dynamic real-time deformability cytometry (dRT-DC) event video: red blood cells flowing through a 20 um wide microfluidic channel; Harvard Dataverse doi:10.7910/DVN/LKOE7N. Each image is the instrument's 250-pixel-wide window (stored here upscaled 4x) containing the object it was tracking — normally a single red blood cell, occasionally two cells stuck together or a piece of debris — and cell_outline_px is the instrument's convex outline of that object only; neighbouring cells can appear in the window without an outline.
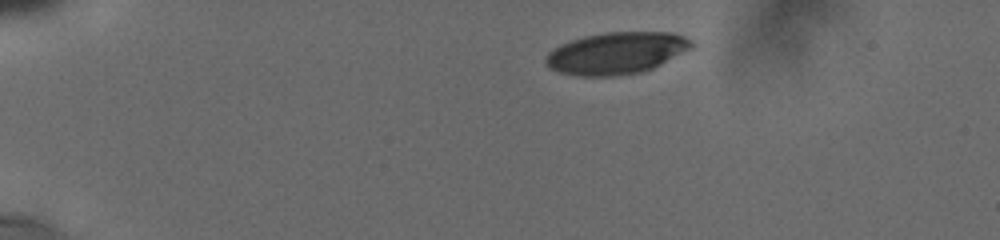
{"species": "human", "species_latin": "Homo sapiens", "temperature_condition": "cold", "stored_images_in_passage": 22, "camera_frame_rate_fps": 3000, "um_per_image_px": 0.085, "donor": {"sex": "male"}, "frame": {"image": 1, "passage_image": 1, "time_ms": 0.0, "image_size_px": [1000, 240], "cell_outline_px": [[692, 48], [652, 68], [640, 72], [616, 76], [576, 76], [560, 72], [548, 68], [544, 64], [544, 56], [548, 52], [560, 44], [584, 36], [604, 32], [672, 32], [684, 36], [692, 40]], "centroid_in_image_um": [52.34, 4.51], "position_along_channel_um": 32.7, "area_um2": 35.72}}
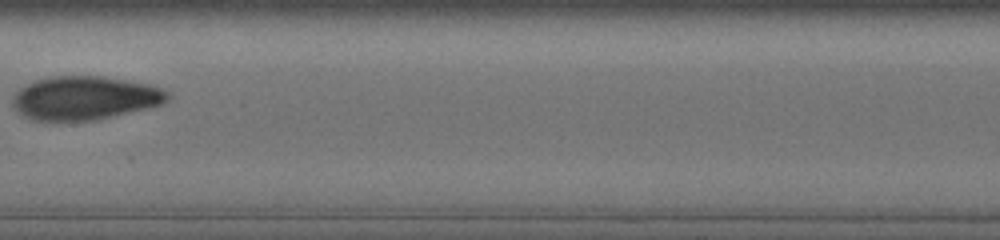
{"frame": {"image": 2, "passage_image": 19, "time_ms": 6.667, "image_size_px": [1000, 240], "cell_outline_px": [[172, 96], [168, 100], [160, 104], [144, 108], [92, 120], [36, 120], [24, 116], [12, 104], [12, 96], [20, 88], [36, 80], [52, 76], [104, 76], [152, 84], [164, 88]], "centroid_in_image_um": [7.23, 8.3], "position_along_channel_um": 200.2, "area_um2": 39.02}}
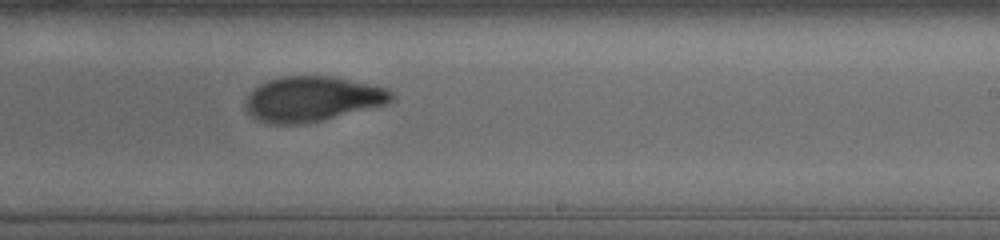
{"frame": {"image": 3, "passage_image": 21, "time_ms": 8.333, "image_size_px": [1000, 240], "cell_outline_px": [[396, 96], [392, 100], [384, 104], [304, 124], [268, 124], [256, 120], [248, 112], [248, 96], [260, 84], [268, 80], [280, 76], [332, 76], [388, 88]], "centroid_in_image_um": [26.55, 8.4], "position_along_channel_um": 262.5, "area_um2": 37.8}}